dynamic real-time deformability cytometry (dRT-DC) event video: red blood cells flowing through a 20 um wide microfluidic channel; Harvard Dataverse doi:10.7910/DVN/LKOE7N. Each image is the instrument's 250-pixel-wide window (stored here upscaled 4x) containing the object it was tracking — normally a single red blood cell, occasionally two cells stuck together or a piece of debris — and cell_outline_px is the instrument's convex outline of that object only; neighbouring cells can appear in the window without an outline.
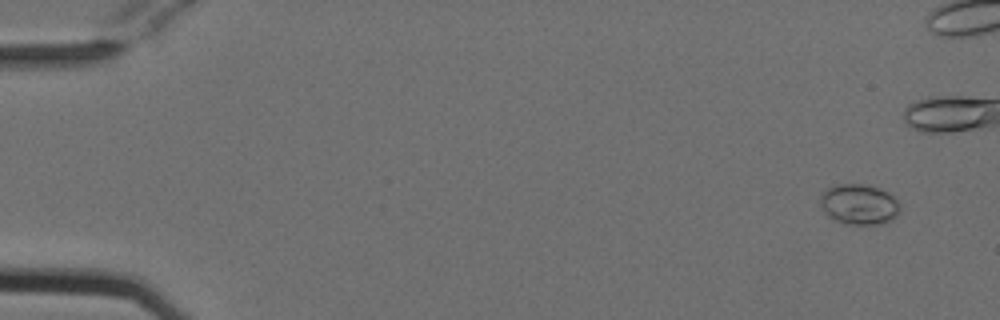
{"species": "Egyptian fruit bat (a non-hibernating species)", "species_latin": "Rousettus aegyptiacus", "temperature_condition": "cold", "stored_images_in_passage": 12, "camera_frame_rate_fps": 3000, "um_per_image_px": 0.085, "animal": {"sex": "female"}, "frame": {"image": 1, "passage_image": 4, "time_ms": 1.0, "image_size_px": [1000, 320], "cell_outline_px": [[900, 212], [892, 220], [880, 224], [844, 224], [828, 216], [824, 212], [820, 204], [820, 196], [828, 188], [836, 184], [860, 184], [880, 188], [888, 192], [900, 204]], "centroid_in_image_um": [73.03, 17.37], "position_along_channel_um": 12.0, "area_um2": 18.84}}